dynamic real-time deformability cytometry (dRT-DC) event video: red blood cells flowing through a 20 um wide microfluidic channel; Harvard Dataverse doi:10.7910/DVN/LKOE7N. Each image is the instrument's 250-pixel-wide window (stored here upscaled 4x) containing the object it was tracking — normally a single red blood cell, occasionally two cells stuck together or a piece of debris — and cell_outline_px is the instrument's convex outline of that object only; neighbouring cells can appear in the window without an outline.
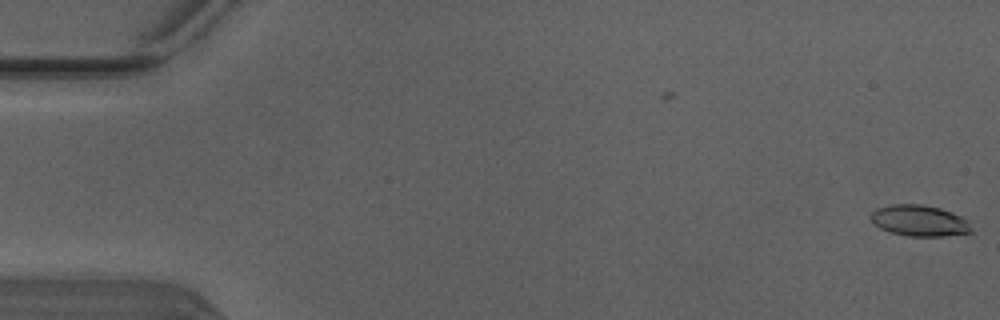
{"species": "Egyptian fruit bat (a non-hibernating species)", "species_latin": "Rousettus aegyptiacus", "temperature_condition": "warm", "stored_images_in_passage": 51, "camera_frame_rate_fps": 3000, "um_per_image_px": 0.085, "animal": {"sex": "male"}, "frame": {"image": 1, "passage_image": 1, "time_ms": 0.0, "image_size_px": [1000, 320], "cell_outline_px": [[972, 232], [944, 236], [908, 236], [892, 232], [880, 228], [868, 216], [876, 208], [892, 204], [920, 204], [940, 208], [952, 212], [968, 220], [972, 228]], "centroid_in_image_um": [78.16, 18.75], "position_along_channel_um": 6.8, "area_um2": 18.21}}
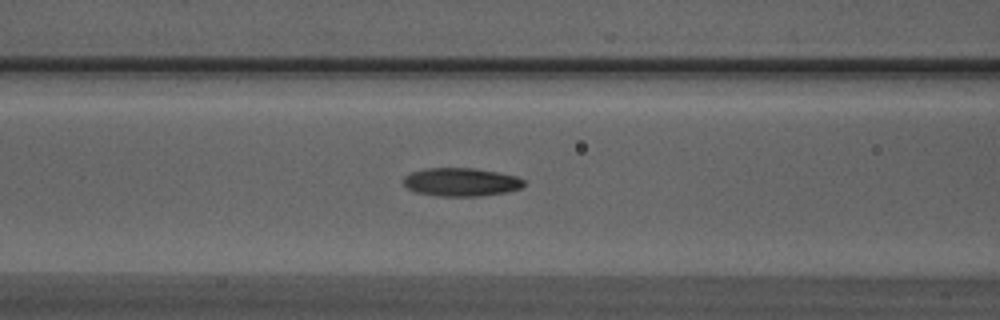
{"frame": {"image": 2, "passage_image": 21, "time_ms": 6.667, "image_size_px": [1000, 320], "cell_outline_px": [[524, 184], [520, 188], [508, 192], [480, 196], [440, 196], [416, 192], [408, 188], [404, 184], [404, 176], [412, 172], [424, 168], [476, 168], [516, 176], [524, 180]], "centroid_in_image_um": [39.19, 15.47], "position_along_channel_um": 127.4, "area_um2": 19.83}}
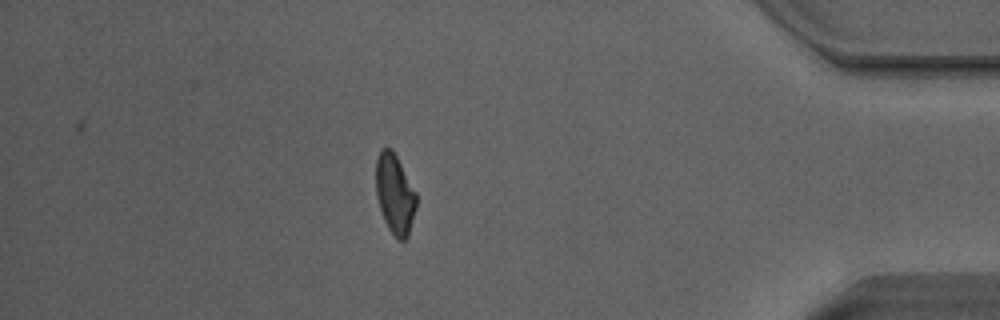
{"frame": {"image": 3, "passage_image": 44, "time_ms": 14.333, "image_size_px": [1000, 320], "cell_outline_px": [[416, 208], [408, 236], [404, 240], [396, 240], [388, 228], [384, 220], [376, 196], [376, 160], [380, 148], [392, 148], [416, 192]], "centroid_in_image_um": [33.55, 16.5], "position_along_channel_um": 401.6, "area_um2": 18.84}, "authors_computed_cell_mechanics": {"area_um2": 19.2474, "velocity_mm_per_s": 4.1385, "shape_relaxation_time_tau1_ms": 4.9039, "shape_relaxation_time_tau2_ms": 2.4285, "deformation_change_tau1": 0.1914, "deformation_change_tau2": 0.1063}}